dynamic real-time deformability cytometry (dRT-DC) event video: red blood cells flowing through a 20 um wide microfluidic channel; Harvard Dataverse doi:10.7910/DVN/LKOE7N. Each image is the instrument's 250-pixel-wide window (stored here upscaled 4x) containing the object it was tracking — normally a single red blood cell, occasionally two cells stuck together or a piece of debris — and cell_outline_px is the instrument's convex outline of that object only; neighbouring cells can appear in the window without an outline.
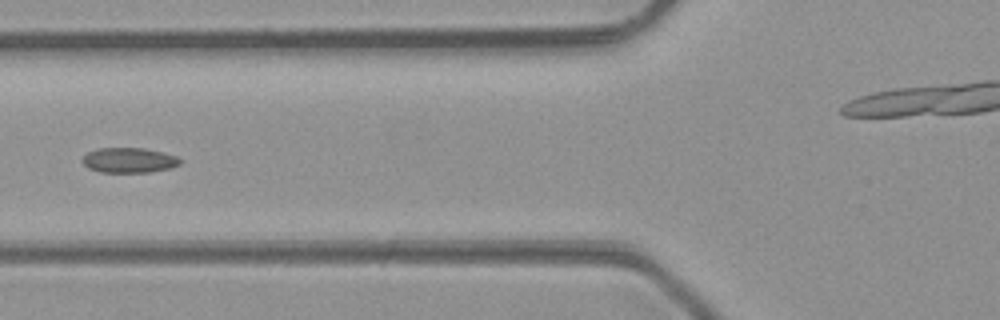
{"species": "common noctule bat (a hibernating species)", "species_latin": "Nyctalus noctula", "temperature_condition": "room temperature", "stored_images_in_passage": 11, "camera_frame_rate_fps": 3000, "um_per_image_px": 0.085, "animal": {"sex": "male", "body_mass_g": 23.1, "forearm_length_mm": 52.7}, "frame": {"image": 1, "passage_image": 7, "time_ms": 2.0, "image_size_px": [1000, 320], "cell_outline_px": [[180, 164], [172, 168], [152, 172], [100, 172], [88, 168], [80, 160], [88, 152], [100, 148], [144, 148], [176, 156], [180, 160]], "centroid_in_image_um": [10.95, 13.63], "position_along_channel_um": 114.8, "area_um2": 14.22}}